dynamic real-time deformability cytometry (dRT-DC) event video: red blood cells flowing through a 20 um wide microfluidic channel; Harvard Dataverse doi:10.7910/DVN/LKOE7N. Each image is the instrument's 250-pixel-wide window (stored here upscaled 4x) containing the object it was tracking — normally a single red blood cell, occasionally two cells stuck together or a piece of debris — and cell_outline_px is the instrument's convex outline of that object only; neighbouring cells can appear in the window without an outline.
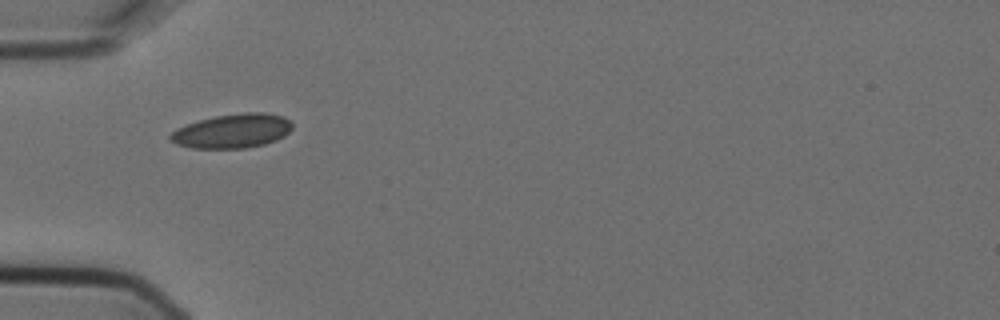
{"species": "Egyptian fruit bat (a non-hibernating species)", "species_latin": "Rousettus aegyptiacus", "temperature_condition": "cold", "stored_images_in_passage": 5, "camera_frame_rate_fps": 3000, "um_per_image_px": 0.085, "animal": {"sex": "female"}, "frame": {"image": 1, "passage_image": 1, "time_ms": 0.0, "image_size_px": [1000, 320], "cell_outline_px": [[292, 128], [284, 136], [276, 140], [264, 144], [244, 148], [192, 148], [176, 144], [168, 140], [168, 136], [176, 128], [200, 120], [216, 116], [244, 112], [264, 112], [284, 116], [292, 124]], "centroid_in_image_um": [19.74, 11.13], "position_along_channel_um": 65.3, "area_um2": 24.28}}
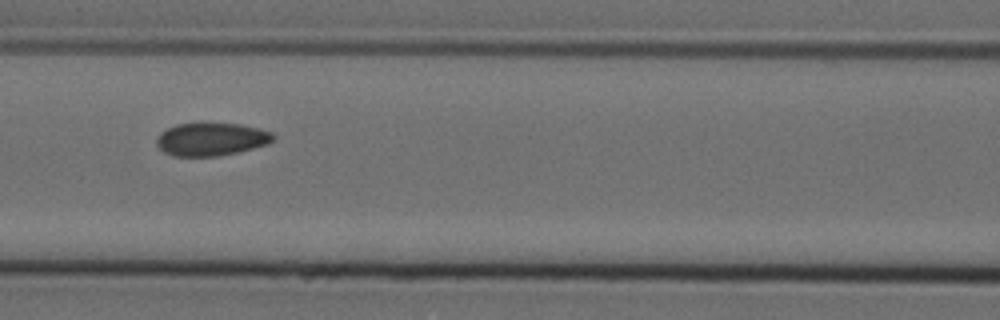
{"frame": {"image": 2, "passage_image": 3, "time_ms": 0.667, "image_size_px": [1000, 320], "cell_outline_px": [[276, 136], [268, 144], [236, 152], [216, 156], [172, 156], [164, 152], [156, 144], [156, 136], [160, 132], [176, 124], [240, 124], [260, 128], [272, 132]], "centroid_in_image_um": [17.94, 11.84], "position_along_channel_um": 148.7, "area_um2": 22.25}}
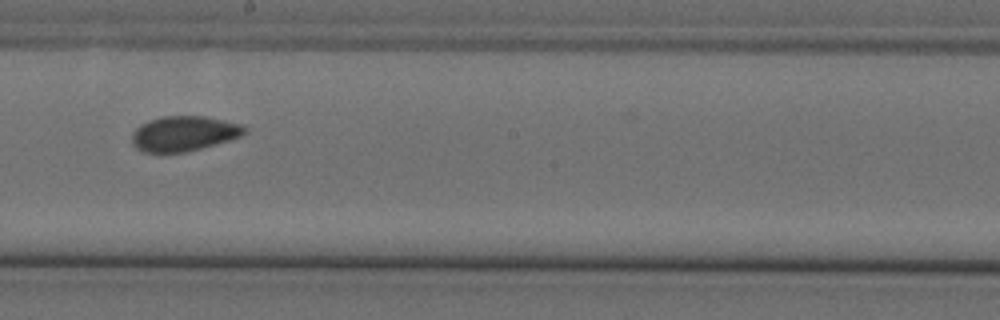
{"frame": {"image": 3, "passage_image": 5, "time_ms": 1.333, "image_size_px": [1000, 320], "cell_outline_px": [[248, 132], [244, 136], [188, 152], [144, 152], [136, 148], [132, 144], [132, 132], [140, 124], [164, 116], [204, 116], [244, 124], [248, 128]], "centroid_in_image_um": [15.7, 11.35], "position_along_channel_um": 232.5, "area_um2": 23.29}}